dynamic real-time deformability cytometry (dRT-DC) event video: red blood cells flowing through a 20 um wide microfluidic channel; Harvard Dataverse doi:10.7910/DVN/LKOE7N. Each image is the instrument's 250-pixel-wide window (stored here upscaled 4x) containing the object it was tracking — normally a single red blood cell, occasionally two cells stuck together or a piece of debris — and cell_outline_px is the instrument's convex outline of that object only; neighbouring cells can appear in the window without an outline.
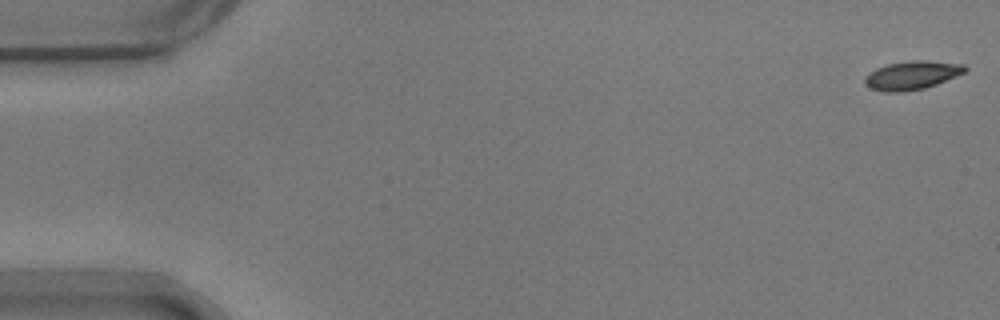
{"species": "common noctule bat (a hibernating species)", "species_latin": "Nyctalus noctula", "temperature_condition": "warm", "stored_images_in_passage": 56, "camera_frame_rate_fps": 3000, "um_per_image_px": 0.085, "animal": {"sex": "male", "body_mass_g": 17.9}, "frame": {"image": 1, "passage_image": 1, "time_ms": 0.0, "image_size_px": [1000, 320], "cell_outline_px": [[968, 68], [964, 72], [936, 84], [924, 88], [900, 92], [884, 92], [872, 88], [864, 84], [864, 76], [868, 72], [876, 68], [888, 64], [912, 60], [928, 60], [964, 64]], "centroid_in_image_um": [77.48, 6.39], "position_along_channel_um": 7.5, "area_um2": 16.65}}
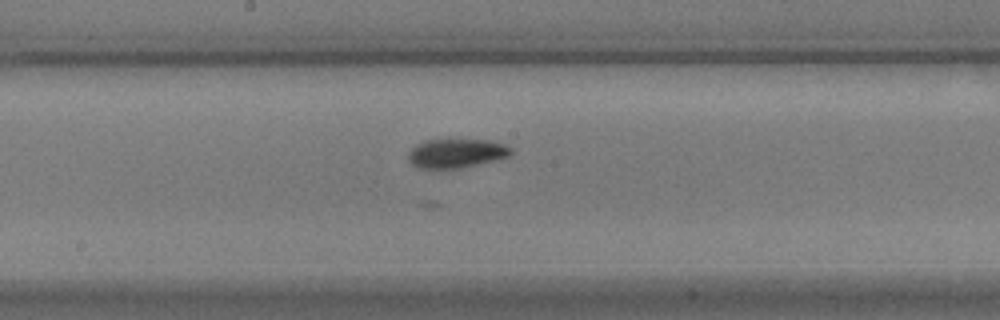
{"frame": {"image": 2, "passage_image": 29, "time_ms": 9.333, "image_size_px": [1000, 320], "cell_outline_px": [[512, 152], [508, 156], [460, 168], [420, 168], [412, 164], [408, 160], [408, 156], [412, 148], [416, 144], [424, 140], [488, 140], [504, 144], [512, 148]], "centroid_in_image_um": [38.76, 13.02], "position_along_channel_um": 209.4, "area_um2": 17.05}}
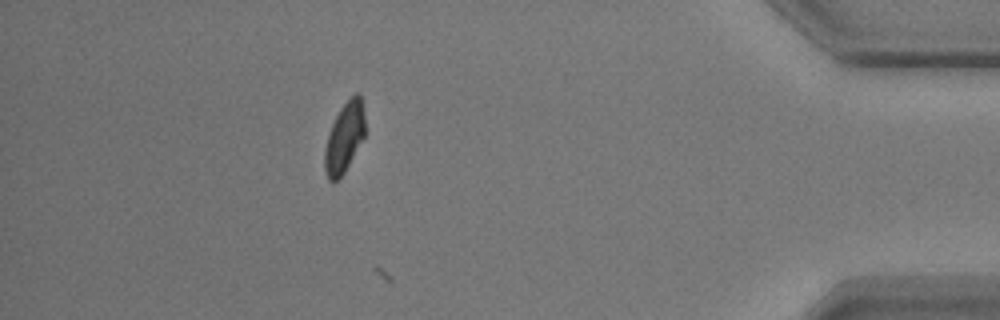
{"frame": {"image": 3, "passage_image": 49, "time_ms": 16.0, "image_size_px": [1000, 320], "cell_outline_px": [[364, 136], [344, 172], [336, 180], [328, 180], [324, 172], [324, 152], [328, 136], [332, 124], [340, 108], [356, 92], [360, 92], [364, 116]], "centroid_in_image_um": [29.26, 11.68], "position_along_channel_um": 405.9, "area_um2": 16.07}, "authors_computed_cell_mechanics": {"area_um2": 16.1262, "velocity_mm_per_s": 3.6636, "shape_relaxation_time_tau1_ms": 1.3702, "shape_relaxation_time_tau2_ms": 1.9672, "deformation_change_tau1": null, "deformation_change_tau2": 0.0745}}